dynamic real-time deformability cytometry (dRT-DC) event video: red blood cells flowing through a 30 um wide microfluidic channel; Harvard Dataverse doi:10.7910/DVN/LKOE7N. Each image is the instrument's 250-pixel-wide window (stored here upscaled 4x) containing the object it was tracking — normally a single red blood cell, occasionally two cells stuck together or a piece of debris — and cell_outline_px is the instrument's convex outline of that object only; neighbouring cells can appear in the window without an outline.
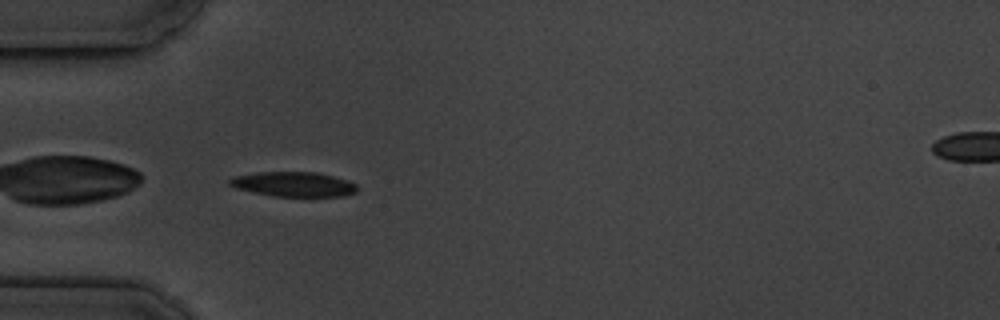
{"species": "common noctule bat (a hibernating species)", "species_latin": "Nyctalus noctula", "temperature_condition": "cold", "stored_images_in_passage": 4, "camera_frame_rate_fps": 3000, "um_per_image_px": 0.085, "animal": {"sex": "male", "body_mass_g": 19.5, "forearm_length_mm": 54.6}, "frame": {"image": 1, "passage_image": 4, "time_ms": 3.667, "image_size_px": [1000, 320], "cell_outline_px": [[356, 192], [344, 196], [272, 196], [252, 192], [236, 188], [228, 184], [228, 180], [236, 176], [260, 172], [316, 172], [348, 180], [356, 184]], "centroid_in_image_um": [24.95, 15.66], "position_along_channel_um": 60.0, "area_um2": 18.26}}